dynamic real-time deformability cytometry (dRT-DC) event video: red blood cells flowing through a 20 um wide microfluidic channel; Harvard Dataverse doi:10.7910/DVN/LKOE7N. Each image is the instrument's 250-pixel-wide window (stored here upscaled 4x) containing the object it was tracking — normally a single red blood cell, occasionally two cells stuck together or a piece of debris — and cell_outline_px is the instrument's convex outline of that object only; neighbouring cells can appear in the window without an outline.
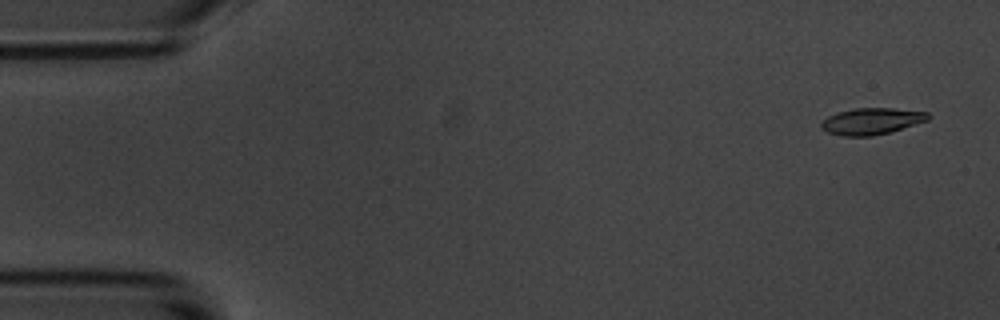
{"species": "common noctule bat (a hibernating species)", "species_latin": "Nyctalus noctula", "temperature_condition": "room temperature", "stored_images_in_passage": 4, "camera_frame_rate_fps": 3000, "um_per_image_px": 0.085, "animal": {"sex": "male", "body_mass_g": 20.1, "forearm_length_mm": 53.5}, "frame": {"image": 1, "passage_image": 1, "time_ms": 0.0, "image_size_px": [1000, 320], "cell_outline_px": [[932, 116], [928, 120], [892, 132], [872, 136], [840, 136], [828, 132], [820, 128], [820, 124], [828, 116], [836, 112], [856, 108], [892, 108], [928, 112]], "centroid_in_image_um": [74.1, 10.31], "position_along_channel_um": 10.9, "area_um2": 16.7}}
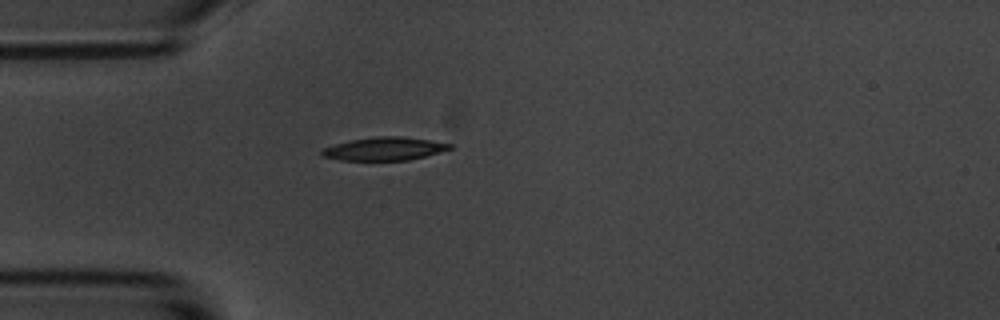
{"frame": {"image": 2, "passage_image": 4, "time_ms": 4.333, "image_size_px": [1000, 320], "cell_outline_px": [[452, 148], [424, 156], [408, 160], [340, 160], [320, 156], [320, 152], [324, 148], [336, 144], [352, 140], [376, 136], [400, 136], [428, 140], [452, 144]], "centroid_in_image_um": [32.63, 12.65], "position_along_channel_um": 52.4, "area_um2": 16.99}}